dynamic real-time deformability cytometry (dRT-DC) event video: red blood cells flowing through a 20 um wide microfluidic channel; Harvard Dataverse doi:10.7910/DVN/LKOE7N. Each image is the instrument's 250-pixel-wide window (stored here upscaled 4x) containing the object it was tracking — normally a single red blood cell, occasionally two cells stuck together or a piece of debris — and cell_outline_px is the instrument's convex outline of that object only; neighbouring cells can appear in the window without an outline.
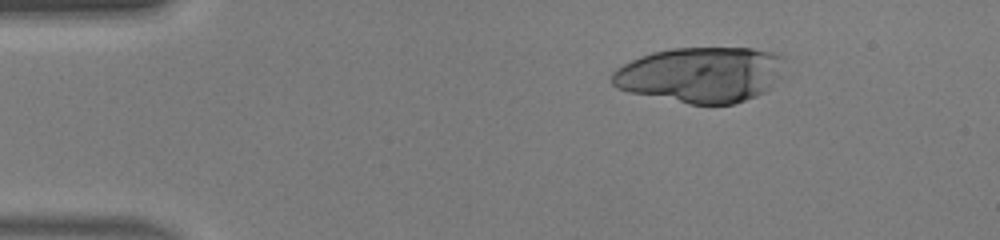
{"species": "human", "species_latin": "Homo sapiens", "temperature_condition": "warm", "stored_images_in_passage": 40, "camera_frame_rate_fps": 3000, "um_per_image_px": 0.085, "donor": {"sex": "male"}, "frame": {"image": 1, "passage_image": 1, "time_ms": 0.0, "image_size_px": [1000, 240], "cell_outline_px": [[792, 72], [764, 92], [756, 96], [732, 104], [688, 104], [628, 92], [616, 88], [608, 80], [612, 72], [616, 68], [640, 56], [652, 52], [672, 48], [752, 48], [772, 52], [784, 56]], "centroid_in_image_um": [59.67, 6.34], "position_along_channel_um": 25.3, "area_um2": 57.34}}